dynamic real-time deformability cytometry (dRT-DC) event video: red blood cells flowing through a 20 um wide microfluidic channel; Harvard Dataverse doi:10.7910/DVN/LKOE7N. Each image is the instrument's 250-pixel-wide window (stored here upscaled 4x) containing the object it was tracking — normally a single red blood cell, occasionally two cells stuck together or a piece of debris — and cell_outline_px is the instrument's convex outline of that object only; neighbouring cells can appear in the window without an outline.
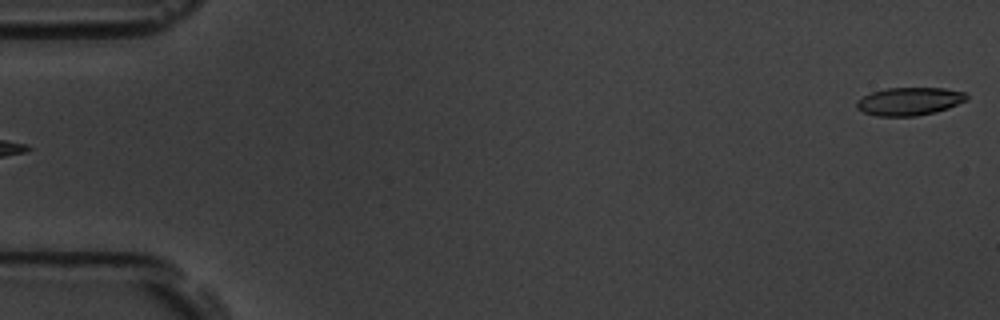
{"species": "common noctule bat (a hibernating species)", "species_latin": "Nyctalus noctula", "temperature_condition": "room temperature", "stored_images_in_passage": 6, "camera_frame_rate_fps": 3000, "um_per_image_px": 0.085, "animal": {"sex": "male", "body_mass_g": 19.5, "forearm_length_mm": 54.6}, "frame": {"image": 1, "passage_image": 6, "time_ms": 1.667, "image_size_px": [1000, 320], "cell_outline_px": [[968, 100], [948, 108], [936, 112], [916, 116], [876, 116], [864, 112], [856, 108], [856, 100], [872, 92], [888, 88], [944, 88], [964, 92], [968, 96]], "centroid_in_image_um": [77.3, 8.62], "position_along_channel_um": 7.7, "area_um2": 17.98}}